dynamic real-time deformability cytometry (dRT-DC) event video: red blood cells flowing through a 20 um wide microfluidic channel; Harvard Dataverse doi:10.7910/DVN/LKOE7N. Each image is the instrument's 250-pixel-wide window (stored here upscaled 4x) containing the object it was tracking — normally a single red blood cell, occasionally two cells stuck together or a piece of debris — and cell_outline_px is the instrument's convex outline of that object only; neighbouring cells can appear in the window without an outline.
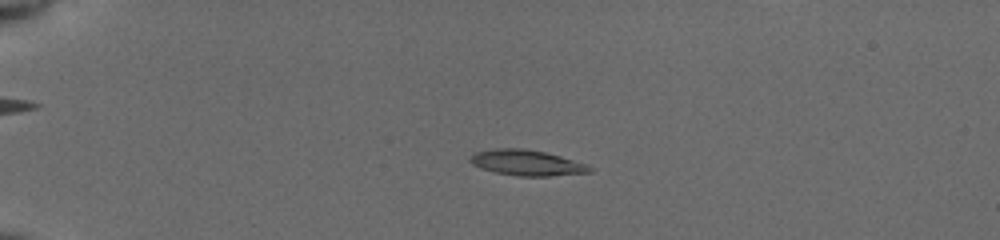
{"species": "common noctule bat (a hibernating species)", "species_latin": "Nyctalus noctula", "temperature_condition": "cold", "stored_images_in_passage": 56, "segment_of_instrument_passage": [1, 2], "camera_frame_rate_fps": 3000, "um_per_image_px": 0.085, "animal": {"sex": "female", "body_mass_g": 19.5, "forearm_length_mm": 54.1}, "frame": {"image": 1, "passage_image": 15, "time_ms": 4.667, "image_size_px": [1000, 240], "cell_outline_px": [[596, 168], [592, 172], [548, 176], [520, 176], [496, 172], [480, 168], [472, 164], [468, 160], [476, 152], [492, 148], [524, 148], [544, 152], [560, 156], [588, 164]], "centroid_in_image_um": [44.81, 13.83], "position_along_channel_um": 40.2, "area_um2": 17.92}}
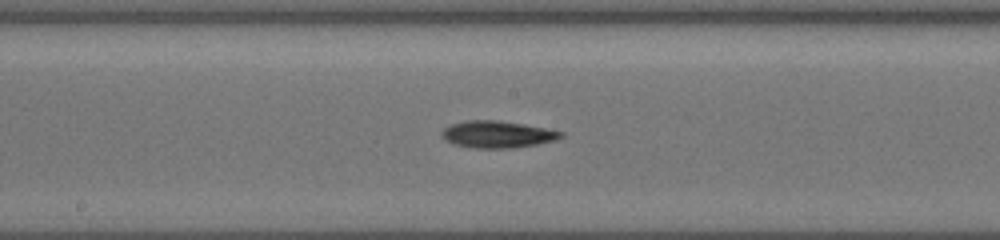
{"frame": {"image": 2, "passage_image": 32, "time_ms": 10.333, "image_size_px": [1000, 240], "cell_outline_px": [[564, 136], [556, 140], [540, 144], [512, 148], [472, 148], [452, 144], [444, 140], [440, 136], [440, 132], [444, 128], [452, 124], [468, 120], [496, 120], [524, 124], [564, 132]], "centroid_in_image_um": [42.25, 11.43], "position_along_channel_um": 205.9, "area_um2": 18.9}}
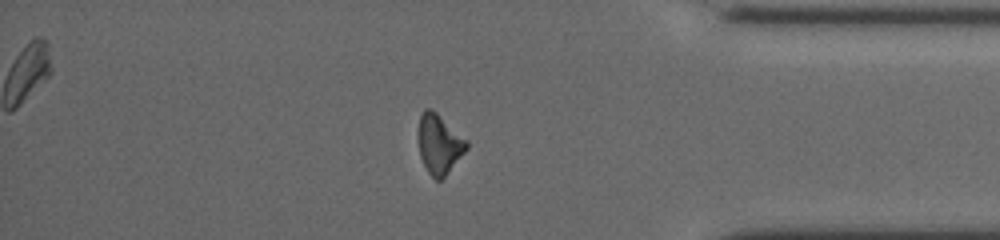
{"frame": {"image": 3, "passage_image": 48, "time_ms": 15.667, "image_size_px": [1000, 240], "cell_outline_px": [[468, 148], [444, 176], [440, 180], [436, 180], [428, 172], [420, 156], [420, 116], [424, 108], [432, 108], [468, 140]], "centroid_in_image_um": [37.36, 12.22], "position_along_channel_um": 397.8, "area_um2": 16.36}}